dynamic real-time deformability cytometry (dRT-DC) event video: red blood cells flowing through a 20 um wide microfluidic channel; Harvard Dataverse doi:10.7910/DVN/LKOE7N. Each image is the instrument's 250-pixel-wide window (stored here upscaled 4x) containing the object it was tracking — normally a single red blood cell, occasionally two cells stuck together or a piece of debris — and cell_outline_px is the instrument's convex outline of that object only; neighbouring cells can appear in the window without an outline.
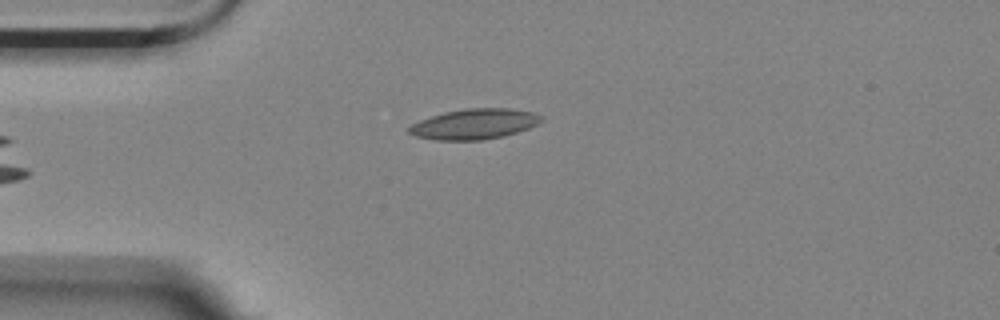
{"species": "Egyptian fruit bat (a non-hibernating species)", "species_latin": "Rousettus aegyptiacus", "temperature_condition": "room temperature", "stored_images_in_passage": 4, "camera_frame_rate_fps": 3000, "um_per_image_px": 0.085, "animal": {"sex": "female"}, "frame": {"image": 1, "passage_image": 4, "time_ms": 1.0, "image_size_px": [1000, 320], "cell_outline_px": [[544, 120], [528, 128], [504, 136], [480, 140], [436, 140], [416, 136], [408, 132], [408, 128], [412, 124], [420, 120], [444, 112], [464, 108], [512, 108], [532, 112], [544, 116]], "centroid_in_image_um": [40.34, 10.53], "position_along_channel_um": 44.7, "area_um2": 23.41}}